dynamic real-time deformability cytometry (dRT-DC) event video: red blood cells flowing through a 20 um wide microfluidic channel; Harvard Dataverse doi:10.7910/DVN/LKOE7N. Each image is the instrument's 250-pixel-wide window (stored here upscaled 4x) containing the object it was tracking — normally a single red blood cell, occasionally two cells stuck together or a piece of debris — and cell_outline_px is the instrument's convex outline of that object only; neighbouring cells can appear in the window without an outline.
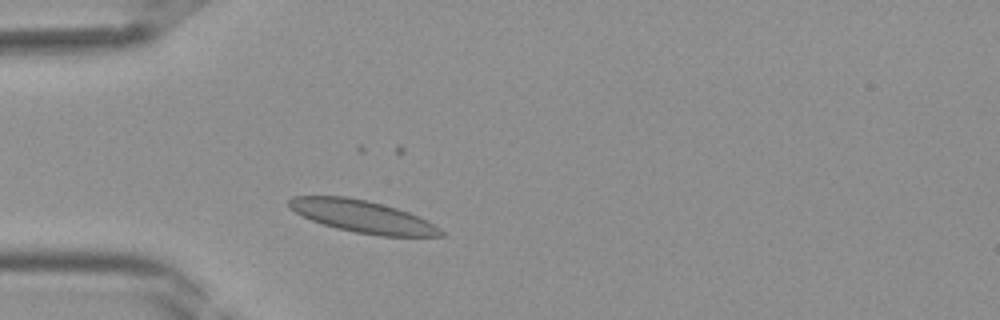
{"species": "Egyptian fruit bat (a non-hibernating species)", "species_latin": "Rousettus aegyptiacus", "temperature_condition": "room temperature", "stored_images_in_passage": 33, "camera_frame_rate_fps": 3000, "um_per_image_px": 0.085, "frame": {"image": 1, "passage_image": 4, "time_ms": 1.0, "image_size_px": [1000, 320], "cell_outline_px": [[444, 236], [380, 236], [356, 232], [336, 228], [312, 220], [288, 208], [288, 200], [292, 196], [344, 196], [368, 200], [396, 208], [408, 212], [440, 228], [444, 232]], "centroid_in_image_um": [30.78, 18.39], "position_along_channel_um": 54.2, "area_um2": 28.21}}
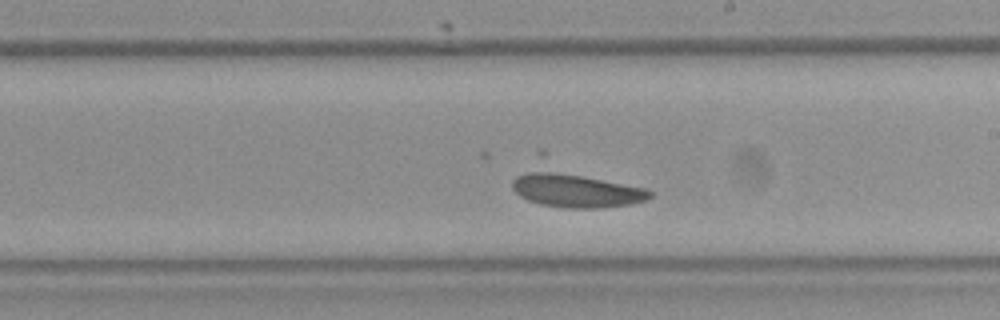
{"frame": {"image": 2, "passage_image": 16, "time_ms": 5.0, "image_size_px": [1000, 320], "cell_outline_px": [[652, 196], [648, 200], [628, 204], [600, 208], [564, 208], [540, 204], [528, 200], [520, 196], [512, 188], [512, 180], [540, 148], [544, 148], [648, 188], [652, 192]], "centroid_in_image_um": [48.77, 15.64], "position_along_channel_um": 240.2, "area_um2": 37.28}}
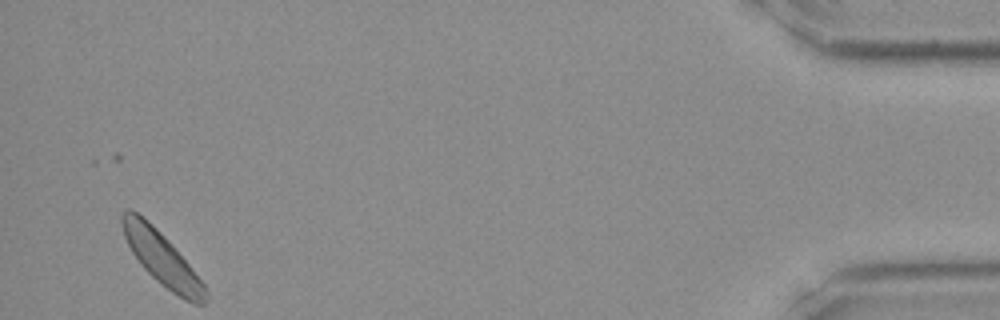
{"frame": {"image": 3, "passage_image": 32, "time_ms": 10.333, "image_size_px": [1000, 320], "cell_outline_px": [[208, 300], [204, 304], [196, 304], [184, 300], [172, 292], [156, 280], [140, 264], [132, 252], [124, 236], [120, 220], [120, 216], [128, 208], [132, 208], [144, 216], [172, 244], [204, 284], [208, 296]], "centroid_in_image_um": [13.73, 21.95], "position_along_channel_um": 421.5, "area_um2": 25.66}}